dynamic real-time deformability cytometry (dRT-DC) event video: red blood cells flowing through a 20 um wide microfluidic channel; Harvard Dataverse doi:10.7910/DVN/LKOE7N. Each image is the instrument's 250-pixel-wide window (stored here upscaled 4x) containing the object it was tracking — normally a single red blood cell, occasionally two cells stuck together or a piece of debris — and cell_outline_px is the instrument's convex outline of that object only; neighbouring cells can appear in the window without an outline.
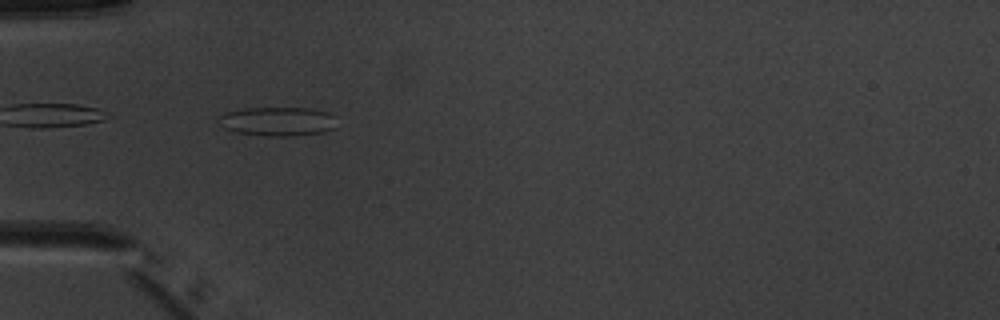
{"species": "common noctule bat (a hibernating species)", "species_latin": "Nyctalus noctula", "temperature_condition": "warm", "stored_images_in_passage": 2, "camera_frame_rate_fps": 3000, "um_per_image_px": 0.085, "animal": {"sex": "male", "body_mass_g": 20.1, "forearm_length_mm": 53.5}, "frame": {"image": 1, "passage_image": 1, "time_ms": 0.0, "image_size_px": [1000, 320], "cell_outline_px": [[336, 128], [324, 132], [292, 136], [264, 136], [236, 132], [224, 128], [216, 120], [224, 112], [244, 108], [308, 108], [328, 112], [336, 116]], "centroid_in_image_um": [23.61, 10.32], "position_along_channel_um": 61.4, "area_um2": 20.29}}